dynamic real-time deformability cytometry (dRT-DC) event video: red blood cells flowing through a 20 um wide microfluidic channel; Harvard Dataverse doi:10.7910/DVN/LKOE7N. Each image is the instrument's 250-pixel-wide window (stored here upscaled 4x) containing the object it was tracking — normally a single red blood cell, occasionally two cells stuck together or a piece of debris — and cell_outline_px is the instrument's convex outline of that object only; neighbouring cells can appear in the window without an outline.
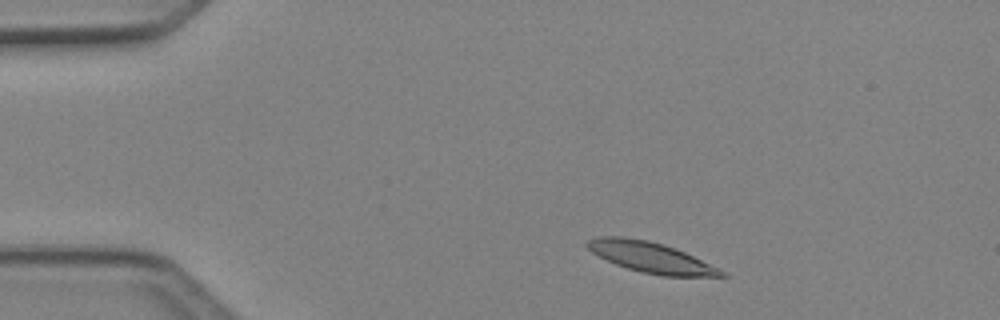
{"species": "Egyptian fruit bat (a non-hibernating species)", "species_latin": "Rousettus aegyptiacus", "temperature_condition": "cold", "stored_images_in_passage": 41, "camera_frame_rate_fps": 3000, "um_per_image_px": 0.085, "animal": {"sex": "female"}, "frame": {"image": 1, "passage_image": 1, "time_ms": 0.0, "image_size_px": [1000, 320], "cell_outline_px": [[728, 276], [664, 276], [640, 272], [616, 264], [592, 252], [584, 244], [588, 240], [600, 236], [624, 236], [648, 240], [664, 244], [684, 252], [720, 268]], "centroid_in_image_um": [55.31, 21.86], "position_along_channel_um": 29.7, "area_um2": 23.7}}
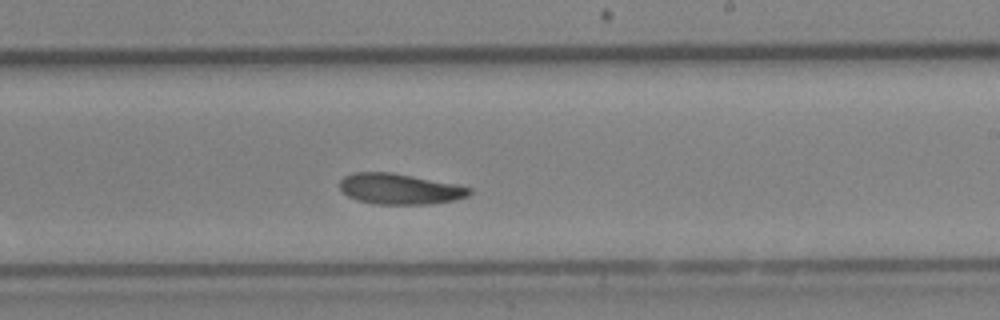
{"frame": {"image": 2, "passage_image": 22, "time_ms": 7.0, "image_size_px": [1000, 320], "cell_outline_px": [[472, 192], [468, 196], [456, 200], [432, 204], [372, 204], [356, 200], [348, 196], [340, 188], [340, 180], [344, 176], [352, 172], [392, 172], [456, 184], [472, 188]], "centroid_in_image_um": [33.98, 16.06], "position_along_channel_um": 255.0, "area_um2": 23.41}}
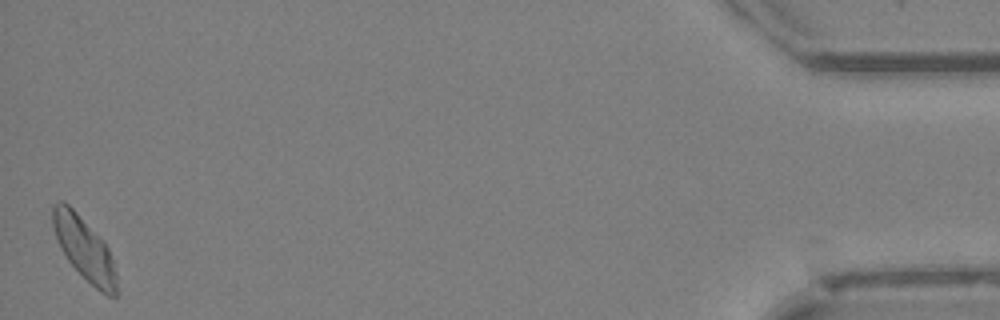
{"frame": {"image": 3, "passage_image": 41, "time_ms": 13.333, "image_size_px": [1000, 320], "cell_outline_px": [[116, 296], [108, 296], [100, 292], [68, 260], [60, 248], [52, 224], [52, 204], [60, 200], [64, 200], [104, 240], [108, 248], [116, 272]], "centroid_in_image_um": [7.15, 21.09], "position_along_channel_um": 428.0, "area_um2": 23.12}, "authors_computed_cell_mechanics": {"area_um2": 23.409, "velocity_mm_per_s": 4.1246, "shape_relaxation_time_tau1_ms": 5.2324, "shape_relaxation_time_tau2_ms": 7.0847, "deformation_change_tau1": 0.1196, "deformation_change_tau2": 0.1258}}